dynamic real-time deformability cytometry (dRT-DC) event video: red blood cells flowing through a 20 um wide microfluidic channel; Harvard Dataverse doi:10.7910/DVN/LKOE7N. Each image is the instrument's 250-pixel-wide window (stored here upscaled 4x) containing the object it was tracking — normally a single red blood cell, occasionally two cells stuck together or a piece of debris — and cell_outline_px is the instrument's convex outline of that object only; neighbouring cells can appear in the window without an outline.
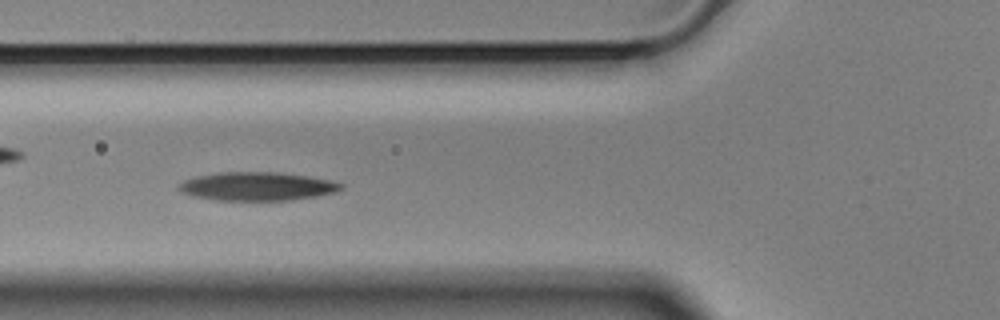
{"species": "Egyptian fruit bat (a non-hibernating species)", "species_latin": "Rousettus aegyptiacus", "temperature_condition": "cold", "stored_images_in_passage": 43, "camera_frame_rate_fps": 3000, "um_per_image_px": 0.085, "animal": {"sex": "male"}, "frame": {"image": 1, "passage_image": 6, "time_ms": 1.667, "image_size_px": [1000, 320], "cell_outline_px": [[344, 188], [336, 192], [316, 196], [292, 200], [216, 200], [192, 196], [180, 192], [176, 188], [184, 180], [196, 176], [220, 172], [276, 172], [308, 176], [332, 180], [344, 184]], "centroid_in_image_um": [21.87, 15.84], "position_along_channel_um": 103.9, "area_um2": 27.11}}
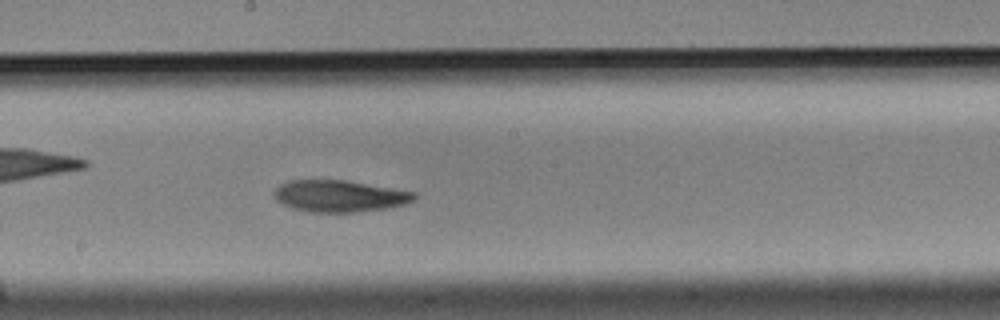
{"frame": {"image": 2, "passage_image": 16, "time_ms": 5.0, "image_size_px": [1000, 320], "cell_outline_px": [[416, 196], [412, 200], [404, 204], [388, 208], [360, 212], [308, 212], [292, 208], [276, 200], [272, 196], [272, 192], [280, 184], [288, 180], [344, 180], [416, 192]], "centroid_in_image_um": [28.81, 16.67], "position_along_channel_um": 219.4, "area_um2": 25.95}}
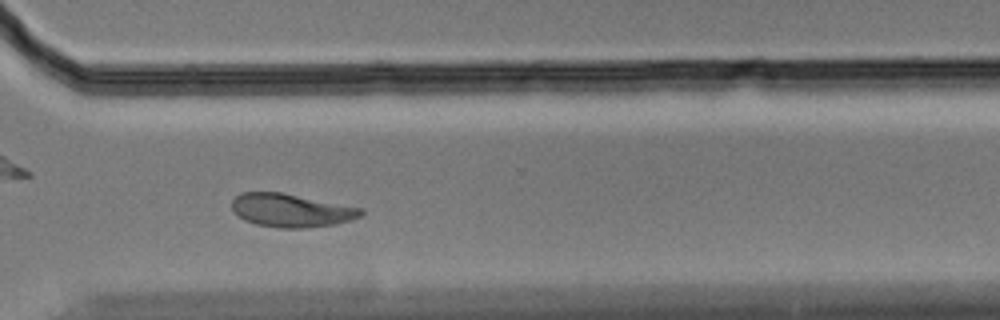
{"frame": {"image": 3, "passage_image": 27, "time_ms": 8.667, "image_size_px": [1000, 320], "cell_outline_px": [[364, 212], [360, 216], [352, 220], [336, 224], [304, 228], [280, 228], [256, 224], [244, 220], [232, 212], [232, 200], [240, 192], [280, 192], [364, 208]], "centroid_in_image_um": [24.74, 17.88], "position_along_channel_um": 345.9, "area_um2": 25.2}, "authors_computed_cell_mechanics": {"area_um2": 25.9522, "velocity_mm_per_s": 3.4618, "shape_relaxation_time_tau1_ms": 4.7264, "shape_relaxation_time_tau2_ms": 5.6258, "deformation_change_tau1": 0.1318, "deformation_change_tau2": 0.0963}}